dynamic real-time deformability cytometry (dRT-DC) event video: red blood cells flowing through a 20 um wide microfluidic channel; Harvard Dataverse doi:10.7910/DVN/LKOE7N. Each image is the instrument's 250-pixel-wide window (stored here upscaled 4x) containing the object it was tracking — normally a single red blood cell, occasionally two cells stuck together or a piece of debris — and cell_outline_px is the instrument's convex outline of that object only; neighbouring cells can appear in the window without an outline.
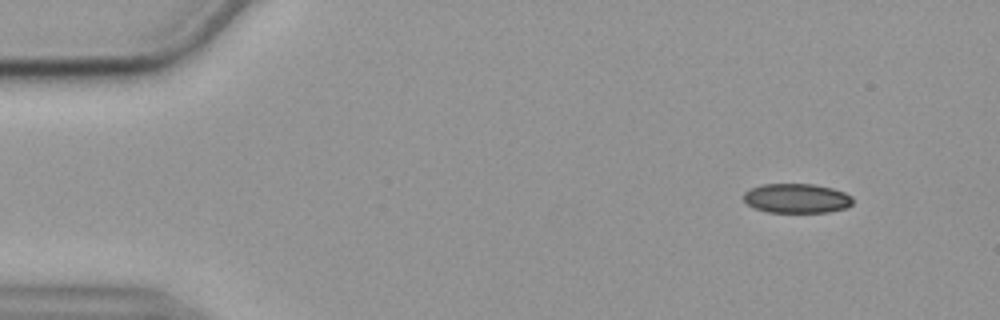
{"species": "common noctule bat (a hibernating species)", "species_latin": "Nyctalus noctula", "temperature_condition": "cold", "stored_images_in_passage": 51, "camera_frame_rate_fps": 3000, "um_per_image_px": 0.085, "animal": {"sex": "female", "body_mass_g": 19.9}, "frame": {"image": 1, "passage_image": 1, "time_ms": 0.0, "image_size_px": [1000, 320], "cell_outline_px": [[852, 204], [848, 208], [828, 212], [768, 212], [756, 208], [748, 204], [744, 200], [744, 192], [752, 188], [764, 184], [812, 184], [832, 188], [844, 192], [852, 196]], "centroid_in_image_um": [67.75, 16.86], "position_along_channel_um": 17.2, "area_um2": 18.67}}
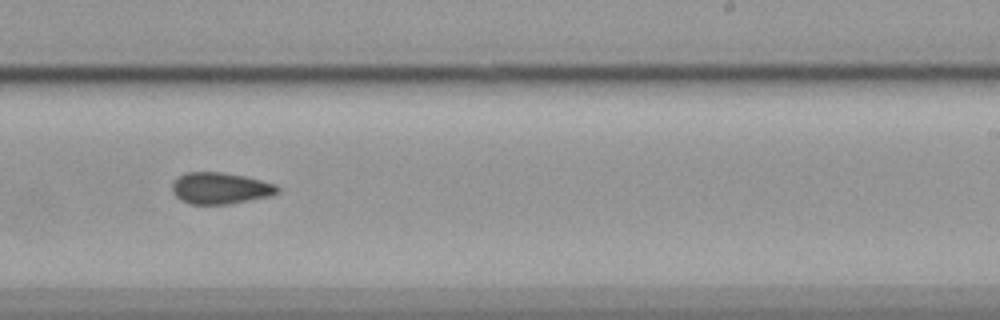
{"frame": {"image": 2, "passage_image": 30, "time_ms": 9.667, "image_size_px": [1000, 320], "cell_outline_px": [[280, 192], [272, 196], [228, 204], [188, 204], [180, 200], [172, 192], [172, 184], [184, 172], [220, 172], [244, 176], [276, 184], [280, 188]], "centroid_in_image_um": [18.74, 16.01], "position_along_channel_um": 270.3, "area_um2": 19.42}}
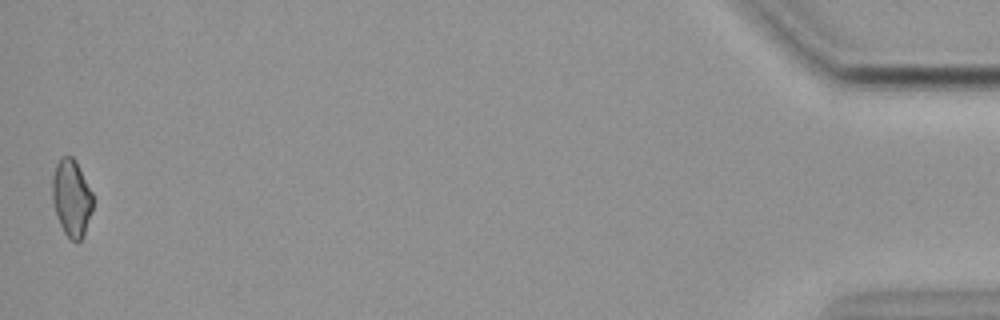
{"frame": {"image": 3, "passage_image": 51, "time_ms": 16.667, "image_size_px": [1000, 320], "cell_outline_px": [[92, 212], [84, 236], [80, 240], [72, 240], [64, 232], [60, 224], [52, 200], [52, 176], [56, 164], [60, 156], [72, 156], [76, 160], [92, 192]], "centroid_in_image_um": [6.08, 16.79], "position_along_channel_um": 429.1, "area_um2": 18.21}, "authors_computed_cell_mechanics": {"area_um2": 19.4208, "velocity_mm_per_s": 3.587, "shape_relaxation_time_tau1_ms": null, "shape_relaxation_time_tau2_ms": 4.9607, "deformation_change_tau1": null, "deformation_change_tau2": 0.1017}}